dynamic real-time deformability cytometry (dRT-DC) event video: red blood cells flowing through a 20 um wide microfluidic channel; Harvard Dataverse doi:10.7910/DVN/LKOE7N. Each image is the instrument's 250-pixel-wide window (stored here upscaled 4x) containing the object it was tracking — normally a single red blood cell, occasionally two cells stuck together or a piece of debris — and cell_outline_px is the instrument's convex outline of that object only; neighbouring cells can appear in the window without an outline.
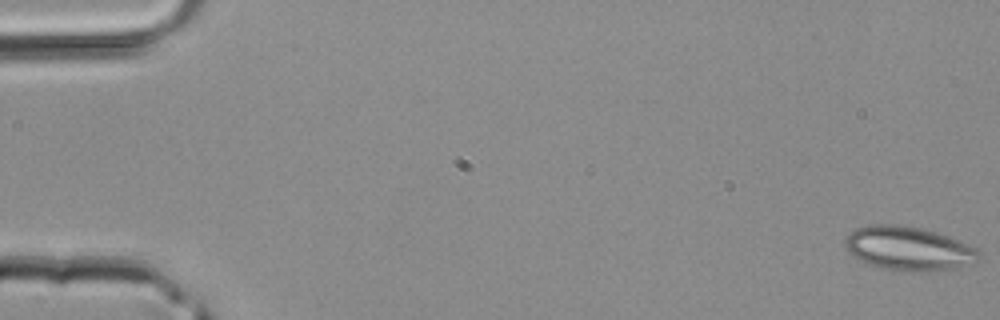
{"species": "common noctule bat (a hibernating species)", "species_latin": "Nyctalus noctula", "temperature_condition": "room temperature", "stored_images_in_passage": 43, "camera_frame_rate_fps": 3000, "um_per_image_px": 0.085, "animal": {"sex": "male", "body_mass_g": 20.4}, "frame": {"image": 1, "passage_image": 1, "time_ms": 0.0, "image_size_px": [1000, 320], "cell_outline_px": [[980, 260], [976, 264], [956, 268], [884, 268], [856, 260], [844, 248], [844, 240], [856, 228], [872, 224], [900, 224], [920, 228], [936, 232], [968, 244], [976, 248], [980, 252]], "centroid_in_image_um": [77.21, 21.07], "position_along_channel_um": 7.8, "area_um2": 33.41}}
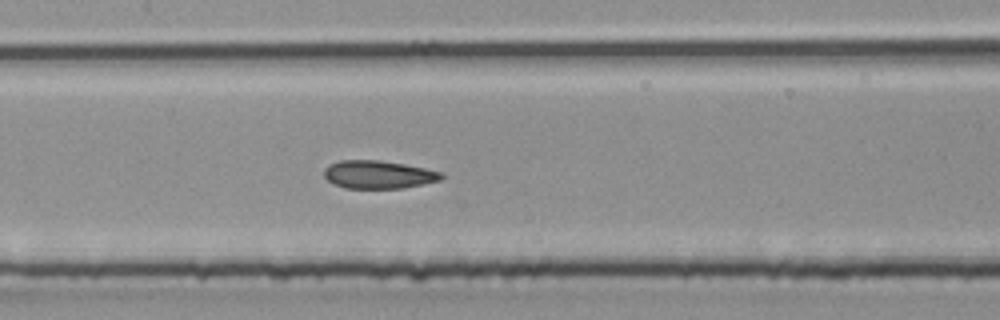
{"frame": {"image": 2, "passage_image": 21, "time_ms": 6.667, "image_size_px": [1000, 320], "cell_outline_px": [[444, 176], [440, 180], [404, 188], [348, 188], [332, 184], [324, 176], [324, 168], [328, 164], [340, 160], [380, 160], [404, 164], [444, 172]], "centroid_in_image_um": [32.15, 14.83], "position_along_channel_um": 175.2, "area_um2": 19.25}}
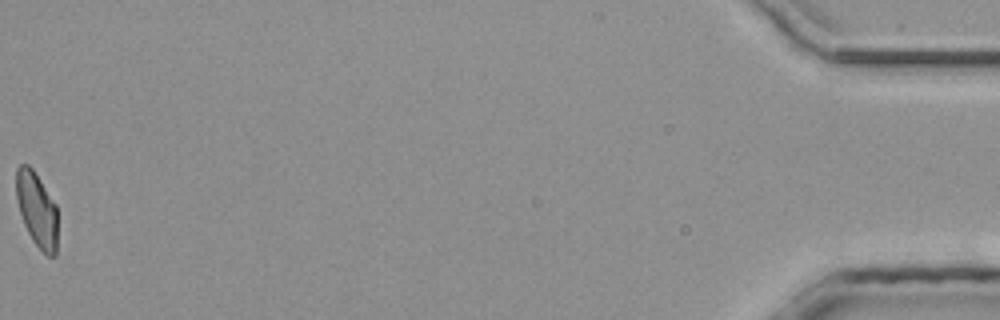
{"frame": {"image": 3, "passage_image": 43, "time_ms": 14.0, "image_size_px": [1000, 320], "cell_outline_px": [[56, 256], [48, 256], [32, 240], [24, 224], [16, 200], [16, 168], [20, 164], [28, 164], [32, 168], [56, 204]], "centroid_in_image_um": [3.11, 17.78], "position_along_channel_um": 432.1, "area_um2": 17.8}}